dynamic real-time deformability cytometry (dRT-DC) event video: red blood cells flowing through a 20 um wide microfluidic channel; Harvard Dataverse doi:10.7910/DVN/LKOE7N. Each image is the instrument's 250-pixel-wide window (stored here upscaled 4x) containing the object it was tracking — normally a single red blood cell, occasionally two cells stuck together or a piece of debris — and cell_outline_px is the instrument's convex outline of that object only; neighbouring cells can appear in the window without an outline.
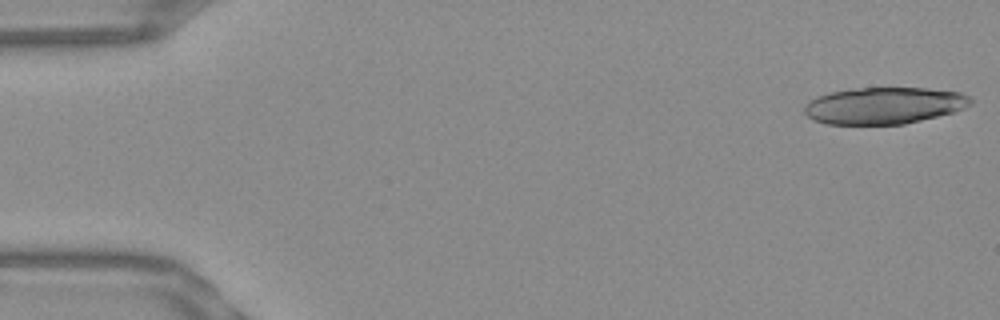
{"species": "Egyptian fruit bat (a non-hibernating species)", "species_latin": "Rousettus aegyptiacus", "temperature_condition": "warm", "stored_images_in_passage": 36, "camera_frame_rate_fps": 3000, "um_per_image_px": 0.085, "frame": {"image": 1, "passage_image": 1, "time_ms": 0.0, "image_size_px": [1000, 320], "cell_outline_px": [[972, 104], [964, 108], [952, 112], [904, 124], [828, 124], [812, 120], [804, 112], [804, 104], [808, 100], [832, 92], [856, 88], [928, 88], [960, 92], [972, 96]], "centroid_in_image_um": [75.15, 8.97], "position_along_channel_um": 9.8, "area_um2": 35.55}}
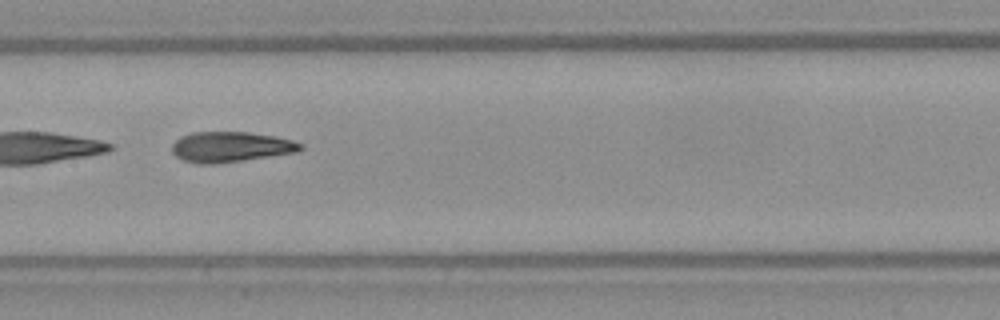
{"frame": {"image": 2, "passage_image": 26, "time_ms": 8.333, "image_size_px": [1000, 320], "cell_outline_px": [[304, 148], [300, 152], [216, 164], [196, 164], [184, 160], [176, 156], [172, 152], [172, 144], [180, 136], [192, 132], [248, 132], [276, 136], [292, 140], [304, 144]], "centroid_in_image_um": [19.64, 12.49], "position_along_channel_um": 187.8, "area_um2": 23.06}}